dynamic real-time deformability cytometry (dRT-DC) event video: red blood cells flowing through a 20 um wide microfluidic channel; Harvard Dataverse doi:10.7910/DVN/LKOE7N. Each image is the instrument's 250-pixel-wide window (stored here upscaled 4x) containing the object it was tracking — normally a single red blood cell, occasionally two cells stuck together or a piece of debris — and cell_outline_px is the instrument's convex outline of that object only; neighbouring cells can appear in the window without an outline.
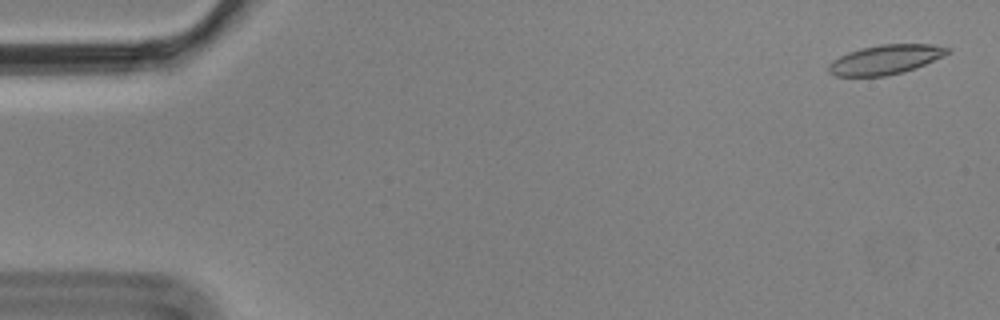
{"species": "Egyptian fruit bat (a non-hibernating species)", "species_latin": "Rousettus aegyptiacus", "temperature_condition": "cold", "stored_images_in_passage": 4, "camera_frame_rate_fps": 3000, "um_per_image_px": 0.085, "animal": {"sex": "male"}, "frame": {"image": 1, "passage_image": 1, "time_ms": 0.0, "image_size_px": [1000, 320], "cell_outline_px": [[952, 52], [944, 56], [916, 68], [884, 76], [836, 76], [828, 72], [828, 64], [832, 60], [848, 52], [860, 48], [880, 44], [932, 44], [952, 48]], "centroid_in_image_um": [75.28, 5.05], "position_along_channel_um": 9.7, "area_um2": 20.52}}